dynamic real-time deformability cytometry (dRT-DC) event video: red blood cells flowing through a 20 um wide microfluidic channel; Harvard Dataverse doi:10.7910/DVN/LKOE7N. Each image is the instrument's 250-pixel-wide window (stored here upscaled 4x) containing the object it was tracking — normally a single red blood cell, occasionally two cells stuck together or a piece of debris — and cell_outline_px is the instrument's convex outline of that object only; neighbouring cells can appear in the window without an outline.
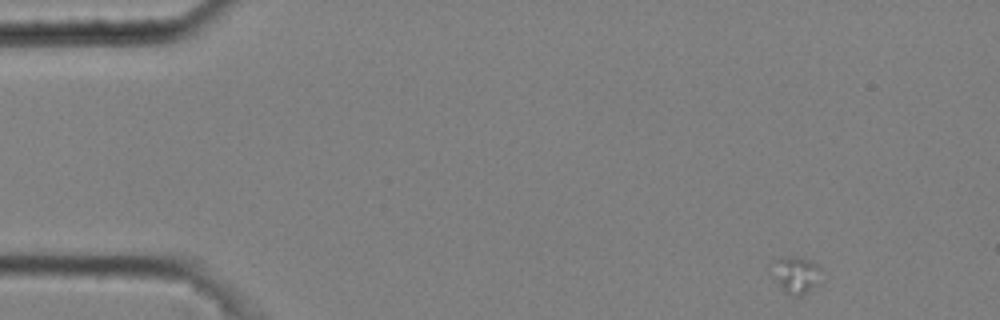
{"species": "common noctule bat (a hibernating species)", "species_latin": "Nyctalus noctula", "temperature_condition": "cold", "stored_images_in_passage": 10, "segment_of_instrument_passage": [1, 2], "camera_frame_rate_fps": 3000, "um_per_image_px": 0.085, "animal": {"sex": "male", "body_mass_g": 20.4}, "frame": {"image": 1, "passage_image": 1, "time_ms": 0.0, "image_size_px": [1000, 320], "cell_outline_px": [[820, 284], [800, 296], [792, 296], [784, 292], [780, 288], [768, 264], [772, 260], [788, 256], [800, 256], [812, 260], [820, 268]], "centroid_in_image_um": [67.63, 23.33], "position_along_channel_um": 17.4, "area_um2": 11.1}}